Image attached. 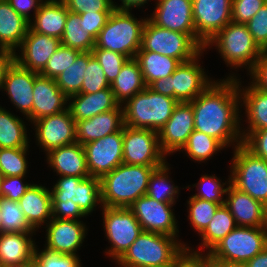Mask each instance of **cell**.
Listing matches in <instances>:
<instances>
[{
    "instance_id": "20",
    "label": "cell",
    "mask_w": 267,
    "mask_h": 267,
    "mask_svg": "<svg viewBox=\"0 0 267 267\" xmlns=\"http://www.w3.org/2000/svg\"><path fill=\"white\" fill-rule=\"evenodd\" d=\"M60 45L59 38L40 34L29 28L18 52L14 53V60L21 67L40 74Z\"/></svg>"
},
{
    "instance_id": "58",
    "label": "cell",
    "mask_w": 267,
    "mask_h": 267,
    "mask_svg": "<svg viewBox=\"0 0 267 267\" xmlns=\"http://www.w3.org/2000/svg\"><path fill=\"white\" fill-rule=\"evenodd\" d=\"M11 7L27 21H31L39 10L40 5L44 0H6ZM34 10V11H32ZM33 12L30 14V12ZM32 16V17H31Z\"/></svg>"
},
{
    "instance_id": "11",
    "label": "cell",
    "mask_w": 267,
    "mask_h": 267,
    "mask_svg": "<svg viewBox=\"0 0 267 267\" xmlns=\"http://www.w3.org/2000/svg\"><path fill=\"white\" fill-rule=\"evenodd\" d=\"M166 159L159 145L158 132L123 126V163L163 166Z\"/></svg>"
},
{
    "instance_id": "3",
    "label": "cell",
    "mask_w": 267,
    "mask_h": 267,
    "mask_svg": "<svg viewBox=\"0 0 267 267\" xmlns=\"http://www.w3.org/2000/svg\"><path fill=\"white\" fill-rule=\"evenodd\" d=\"M159 167L122 163L103 175L100 178L103 206L129 208L139 197L146 195L149 178Z\"/></svg>"
},
{
    "instance_id": "34",
    "label": "cell",
    "mask_w": 267,
    "mask_h": 267,
    "mask_svg": "<svg viewBox=\"0 0 267 267\" xmlns=\"http://www.w3.org/2000/svg\"><path fill=\"white\" fill-rule=\"evenodd\" d=\"M135 59L147 86L158 79L169 77L180 65L177 59L152 51H138Z\"/></svg>"
},
{
    "instance_id": "46",
    "label": "cell",
    "mask_w": 267,
    "mask_h": 267,
    "mask_svg": "<svg viewBox=\"0 0 267 267\" xmlns=\"http://www.w3.org/2000/svg\"><path fill=\"white\" fill-rule=\"evenodd\" d=\"M91 53L100 63L109 84L116 79L120 73L122 65L128 59L120 53L101 48H93Z\"/></svg>"
},
{
    "instance_id": "49",
    "label": "cell",
    "mask_w": 267,
    "mask_h": 267,
    "mask_svg": "<svg viewBox=\"0 0 267 267\" xmlns=\"http://www.w3.org/2000/svg\"><path fill=\"white\" fill-rule=\"evenodd\" d=\"M254 41L262 49H267V2L246 23Z\"/></svg>"
},
{
    "instance_id": "47",
    "label": "cell",
    "mask_w": 267,
    "mask_h": 267,
    "mask_svg": "<svg viewBox=\"0 0 267 267\" xmlns=\"http://www.w3.org/2000/svg\"><path fill=\"white\" fill-rule=\"evenodd\" d=\"M83 78L81 93H95L105 88H110L105 73L94 56L88 60Z\"/></svg>"
},
{
    "instance_id": "48",
    "label": "cell",
    "mask_w": 267,
    "mask_h": 267,
    "mask_svg": "<svg viewBox=\"0 0 267 267\" xmlns=\"http://www.w3.org/2000/svg\"><path fill=\"white\" fill-rule=\"evenodd\" d=\"M38 246L35 250L34 258L42 267H81V258L76 255L61 254L56 251L43 248L39 250Z\"/></svg>"
},
{
    "instance_id": "31",
    "label": "cell",
    "mask_w": 267,
    "mask_h": 267,
    "mask_svg": "<svg viewBox=\"0 0 267 267\" xmlns=\"http://www.w3.org/2000/svg\"><path fill=\"white\" fill-rule=\"evenodd\" d=\"M30 28L29 21L6 1H0V49L16 52Z\"/></svg>"
},
{
    "instance_id": "36",
    "label": "cell",
    "mask_w": 267,
    "mask_h": 267,
    "mask_svg": "<svg viewBox=\"0 0 267 267\" xmlns=\"http://www.w3.org/2000/svg\"><path fill=\"white\" fill-rule=\"evenodd\" d=\"M170 164L156 168L149 178L146 194L158 202L175 204L179 197L180 189L170 178Z\"/></svg>"
},
{
    "instance_id": "15",
    "label": "cell",
    "mask_w": 267,
    "mask_h": 267,
    "mask_svg": "<svg viewBox=\"0 0 267 267\" xmlns=\"http://www.w3.org/2000/svg\"><path fill=\"white\" fill-rule=\"evenodd\" d=\"M36 143L43 152L76 142V122L69 109L31 122Z\"/></svg>"
},
{
    "instance_id": "44",
    "label": "cell",
    "mask_w": 267,
    "mask_h": 267,
    "mask_svg": "<svg viewBox=\"0 0 267 267\" xmlns=\"http://www.w3.org/2000/svg\"><path fill=\"white\" fill-rule=\"evenodd\" d=\"M227 181H223L218 178L215 174H204L201 175L198 183L193 184L196 187L197 192L192 197H197L203 200L212 201L218 204H225V194L227 186L230 184V176L228 175ZM226 185V187H225Z\"/></svg>"
},
{
    "instance_id": "23",
    "label": "cell",
    "mask_w": 267,
    "mask_h": 267,
    "mask_svg": "<svg viewBox=\"0 0 267 267\" xmlns=\"http://www.w3.org/2000/svg\"><path fill=\"white\" fill-rule=\"evenodd\" d=\"M32 122L68 109V97L55 79L38 74L33 87Z\"/></svg>"
},
{
    "instance_id": "39",
    "label": "cell",
    "mask_w": 267,
    "mask_h": 267,
    "mask_svg": "<svg viewBox=\"0 0 267 267\" xmlns=\"http://www.w3.org/2000/svg\"><path fill=\"white\" fill-rule=\"evenodd\" d=\"M92 56L91 52H81L73 64L55 78L57 86L67 97L81 93L83 75Z\"/></svg>"
},
{
    "instance_id": "50",
    "label": "cell",
    "mask_w": 267,
    "mask_h": 267,
    "mask_svg": "<svg viewBox=\"0 0 267 267\" xmlns=\"http://www.w3.org/2000/svg\"><path fill=\"white\" fill-rule=\"evenodd\" d=\"M267 0H232V22L246 24Z\"/></svg>"
},
{
    "instance_id": "24",
    "label": "cell",
    "mask_w": 267,
    "mask_h": 267,
    "mask_svg": "<svg viewBox=\"0 0 267 267\" xmlns=\"http://www.w3.org/2000/svg\"><path fill=\"white\" fill-rule=\"evenodd\" d=\"M45 158L56 176L90 177L84 147L78 142L54 148L46 153Z\"/></svg>"
},
{
    "instance_id": "66",
    "label": "cell",
    "mask_w": 267,
    "mask_h": 267,
    "mask_svg": "<svg viewBox=\"0 0 267 267\" xmlns=\"http://www.w3.org/2000/svg\"><path fill=\"white\" fill-rule=\"evenodd\" d=\"M4 267H27V262L21 263V264H14V265H8Z\"/></svg>"
},
{
    "instance_id": "18",
    "label": "cell",
    "mask_w": 267,
    "mask_h": 267,
    "mask_svg": "<svg viewBox=\"0 0 267 267\" xmlns=\"http://www.w3.org/2000/svg\"><path fill=\"white\" fill-rule=\"evenodd\" d=\"M45 248L78 256L77 250L81 249L84 239L87 236L88 228L81 220L55 219L52 218L46 226Z\"/></svg>"
},
{
    "instance_id": "9",
    "label": "cell",
    "mask_w": 267,
    "mask_h": 267,
    "mask_svg": "<svg viewBox=\"0 0 267 267\" xmlns=\"http://www.w3.org/2000/svg\"><path fill=\"white\" fill-rule=\"evenodd\" d=\"M267 247V227L236 226L210 251L214 257L243 266Z\"/></svg>"
},
{
    "instance_id": "56",
    "label": "cell",
    "mask_w": 267,
    "mask_h": 267,
    "mask_svg": "<svg viewBox=\"0 0 267 267\" xmlns=\"http://www.w3.org/2000/svg\"><path fill=\"white\" fill-rule=\"evenodd\" d=\"M111 13L112 12L79 13V23L85 28L86 32H89L96 39L101 29L106 25Z\"/></svg>"
},
{
    "instance_id": "22",
    "label": "cell",
    "mask_w": 267,
    "mask_h": 267,
    "mask_svg": "<svg viewBox=\"0 0 267 267\" xmlns=\"http://www.w3.org/2000/svg\"><path fill=\"white\" fill-rule=\"evenodd\" d=\"M225 206L237 226L267 227V207L231 183L227 186Z\"/></svg>"
},
{
    "instance_id": "25",
    "label": "cell",
    "mask_w": 267,
    "mask_h": 267,
    "mask_svg": "<svg viewBox=\"0 0 267 267\" xmlns=\"http://www.w3.org/2000/svg\"><path fill=\"white\" fill-rule=\"evenodd\" d=\"M124 126L123 107L76 121V142L81 145L120 131Z\"/></svg>"
},
{
    "instance_id": "65",
    "label": "cell",
    "mask_w": 267,
    "mask_h": 267,
    "mask_svg": "<svg viewBox=\"0 0 267 267\" xmlns=\"http://www.w3.org/2000/svg\"><path fill=\"white\" fill-rule=\"evenodd\" d=\"M27 267H42L40 263L34 258L27 262Z\"/></svg>"
},
{
    "instance_id": "55",
    "label": "cell",
    "mask_w": 267,
    "mask_h": 267,
    "mask_svg": "<svg viewBox=\"0 0 267 267\" xmlns=\"http://www.w3.org/2000/svg\"><path fill=\"white\" fill-rule=\"evenodd\" d=\"M86 214L72 200H52V218L81 220Z\"/></svg>"
},
{
    "instance_id": "2",
    "label": "cell",
    "mask_w": 267,
    "mask_h": 267,
    "mask_svg": "<svg viewBox=\"0 0 267 267\" xmlns=\"http://www.w3.org/2000/svg\"><path fill=\"white\" fill-rule=\"evenodd\" d=\"M187 246L189 244L179 238L142 231L116 264L119 267H173L186 253Z\"/></svg>"
},
{
    "instance_id": "10",
    "label": "cell",
    "mask_w": 267,
    "mask_h": 267,
    "mask_svg": "<svg viewBox=\"0 0 267 267\" xmlns=\"http://www.w3.org/2000/svg\"><path fill=\"white\" fill-rule=\"evenodd\" d=\"M103 228L105 238L110 247L106 251L107 256L116 262L132 245L143 231L140 223L129 208H102Z\"/></svg>"
},
{
    "instance_id": "4",
    "label": "cell",
    "mask_w": 267,
    "mask_h": 267,
    "mask_svg": "<svg viewBox=\"0 0 267 267\" xmlns=\"http://www.w3.org/2000/svg\"><path fill=\"white\" fill-rule=\"evenodd\" d=\"M212 46V47H211ZM230 69L247 68V74L253 69L262 49L257 45L246 24L230 22L204 46V50L213 49Z\"/></svg>"
},
{
    "instance_id": "12",
    "label": "cell",
    "mask_w": 267,
    "mask_h": 267,
    "mask_svg": "<svg viewBox=\"0 0 267 267\" xmlns=\"http://www.w3.org/2000/svg\"><path fill=\"white\" fill-rule=\"evenodd\" d=\"M174 205L166 202H158L146 194L139 197L129 209L135 215L143 231L178 238L179 228L177 224L178 220L173 212Z\"/></svg>"
},
{
    "instance_id": "51",
    "label": "cell",
    "mask_w": 267,
    "mask_h": 267,
    "mask_svg": "<svg viewBox=\"0 0 267 267\" xmlns=\"http://www.w3.org/2000/svg\"><path fill=\"white\" fill-rule=\"evenodd\" d=\"M26 176H4L0 181V197L18 201L33 183L25 181Z\"/></svg>"
},
{
    "instance_id": "7",
    "label": "cell",
    "mask_w": 267,
    "mask_h": 267,
    "mask_svg": "<svg viewBox=\"0 0 267 267\" xmlns=\"http://www.w3.org/2000/svg\"><path fill=\"white\" fill-rule=\"evenodd\" d=\"M203 50L204 46L197 40L196 34L165 29L147 19L138 51L156 52L184 63L194 59Z\"/></svg>"
},
{
    "instance_id": "26",
    "label": "cell",
    "mask_w": 267,
    "mask_h": 267,
    "mask_svg": "<svg viewBox=\"0 0 267 267\" xmlns=\"http://www.w3.org/2000/svg\"><path fill=\"white\" fill-rule=\"evenodd\" d=\"M233 73V74H232ZM228 77H237L240 93V106L245 107L247 127H241V131H257L267 129V92L255 87L251 82L248 86H242V80L237 73L232 72ZM239 78V79H238ZM243 128V129H242Z\"/></svg>"
},
{
    "instance_id": "13",
    "label": "cell",
    "mask_w": 267,
    "mask_h": 267,
    "mask_svg": "<svg viewBox=\"0 0 267 267\" xmlns=\"http://www.w3.org/2000/svg\"><path fill=\"white\" fill-rule=\"evenodd\" d=\"M232 0H192L197 40L205 44L232 21Z\"/></svg>"
},
{
    "instance_id": "1",
    "label": "cell",
    "mask_w": 267,
    "mask_h": 267,
    "mask_svg": "<svg viewBox=\"0 0 267 267\" xmlns=\"http://www.w3.org/2000/svg\"><path fill=\"white\" fill-rule=\"evenodd\" d=\"M189 103L193 107L195 130L214 137L226 148L243 144L237 77L213 81Z\"/></svg>"
},
{
    "instance_id": "32",
    "label": "cell",
    "mask_w": 267,
    "mask_h": 267,
    "mask_svg": "<svg viewBox=\"0 0 267 267\" xmlns=\"http://www.w3.org/2000/svg\"><path fill=\"white\" fill-rule=\"evenodd\" d=\"M110 87L114 93L115 100L120 105L147 87L140 66L135 58L126 60L121 67L120 73L110 84Z\"/></svg>"
},
{
    "instance_id": "6",
    "label": "cell",
    "mask_w": 267,
    "mask_h": 267,
    "mask_svg": "<svg viewBox=\"0 0 267 267\" xmlns=\"http://www.w3.org/2000/svg\"><path fill=\"white\" fill-rule=\"evenodd\" d=\"M178 103L176 99L159 94L147 86L122 104L124 125L159 132Z\"/></svg>"
},
{
    "instance_id": "61",
    "label": "cell",
    "mask_w": 267,
    "mask_h": 267,
    "mask_svg": "<svg viewBox=\"0 0 267 267\" xmlns=\"http://www.w3.org/2000/svg\"><path fill=\"white\" fill-rule=\"evenodd\" d=\"M148 87L159 94L174 98V90H170L169 77L158 79Z\"/></svg>"
},
{
    "instance_id": "8",
    "label": "cell",
    "mask_w": 267,
    "mask_h": 267,
    "mask_svg": "<svg viewBox=\"0 0 267 267\" xmlns=\"http://www.w3.org/2000/svg\"><path fill=\"white\" fill-rule=\"evenodd\" d=\"M230 183L267 207V161L243 144L233 149Z\"/></svg>"
},
{
    "instance_id": "53",
    "label": "cell",
    "mask_w": 267,
    "mask_h": 267,
    "mask_svg": "<svg viewBox=\"0 0 267 267\" xmlns=\"http://www.w3.org/2000/svg\"><path fill=\"white\" fill-rule=\"evenodd\" d=\"M84 178L59 176V179L50 189L52 200H72L75 203L76 187Z\"/></svg>"
},
{
    "instance_id": "16",
    "label": "cell",
    "mask_w": 267,
    "mask_h": 267,
    "mask_svg": "<svg viewBox=\"0 0 267 267\" xmlns=\"http://www.w3.org/2000/svg\"><path fill=\"white\" fill-rule=\"evenodd\" d=\"M204 52L190 61L180 63L169 76L170 90H174V99L178 102H191L215 81L210 75L208 77L205 67L199 63Z\"/></svg>"
},
{
    "instance_id": "67",
    "label": "cell",
    "mask_w": 267,
    "mask_h": 267,
    "mask_svg": "<svg viewBox=\"0 0 267 267\" xmlns=\"http://www.w3.org/2000/svg\"><path fill=\"white\" fill-rule=\"evenodd\" d=\"M3 232V226H2V216L0 212V234Z\"/></svg>"
},
{
    "instance_id": "60",
    "label": "cell",
    "mask_w": 267,
    "mask_h": 267,
    "mask_svg": "<svg viewBox=\"0 0 267 267\" xmlns=\"http://www.w3.org/2000/svg\"><path fill=\"white\" fill-rule=\"evenodd\" d=\"M13 61L14 52L6 49H0V90L3 88L5 72Z\"/></svg>"
},
{
    "instance_id": "17",
    "label": "cell",
    "mask_w": 267,
    "mask_h": 267,
    "mask_svg": "<svg viewBox=\"0 0 267 267\" xmlns=\"http://www.w3.org/2000/svg\"><path fill=\"white\" fill-rule=\"evenodd\" d=\"M194 112L189 102H179L170 119L158 132L159 145L166 156L180 151L194 129Z\"/></svg>"
},
{
    "instance_id": "30",
    "label": "cell",
    "mask_w": 267,
    "mask_h": 267,
    "mask_svg": "<svg viewBox=\"0 0 267 267\" xmlns=\"http://www.w3.org/2000/svg\"><path fill=\"white\" fill-rule=\"evenodd\" d=\"M67 9L63 0H44L29 22L34 32L61 39L66 24Z\"/></svg>"
},
{
    "instance_id": "19",
    "label": "cell",
    "mask_w": 267,
    "mask_h": 267,
    "mask_svg": "<svg viewBox=\"0 0 267 267\" xmlns=\"http://www.w3.org/2000/svg\"><path fill=\"white\" fill-rule=\"evenodd\" d=\"M38 73L21 67L15 60L7 68L3 81V90L10 102L25 119L32 122L33 87Z\"/></svg>"
},
{
    "instance_id": "45",
    "label": "cell",
    "mask_w": 267,
    "mask_h": 267,
    "mask_svg": "<svg viewBox=\"0 0 267 267\" xmlns=\"http://www.w3.org/2000/svg\"><path fill=\"white\" fill-rule=\"evenodd\" d=\"M81 52L71 47L60 45L49 58L46 67L40 73L41 76L55 79L66 68L71 66Z\"/></svg>"
},
{
    "instance_id": "29",
    "label": "cell",
    "mask_w": 267,
    "mask_h": 267,
    "mask_svg": "<svg viewBox=\"0 0 267 267\" xmlns=\"http://www.w3.org/2000/svg\"><path fill=\"white\" fill-rule=\"evenodd\" d=\"M36 232H2L0 234V267L21 264L34 259Z\"/></svg>"
},
{
    "instance_id": "38",
    "label": "cell",
    "mask_w": 267,
    "mask_h": 267,
    "mask_svg": "<svg viewBox=\"0 0 267 267\" xmlns=\"http://www.w3.org/2000/svg\"><path fill=\"white\" fill-rule=\"evenodd\" d=\"M79 22L80 14L69 11L63 36L60 39L61 44L80 52H91L95 47V38L89 32H86Z\"/></svg>"
},
{
    "instance_id": "33",
    "label": "cell",
    "mask_w": 267,
    "mask_h": 267,
    "mask_svg": "<svg viewBox=\"0 0 267 267\" xmlns=\"http://www.w3.org/2000/svg\"><path fill=\"white\" fill-rule=\"evenodd\" d=\"M236 223L234 217L231 215L229 209L224 205H221L214 216L212 217L210 223L205 228V230L199 235L201 236V243L198 244L199 249L187 246V252L189 253H201L209 252L219 241H221L228 233H230L235 227ZM203 247V248H202ZM199 250V251H198ZM208 250V251H207Z\"/></svg>"
},
{
    "instance_id": "27",
    "label": "cell",
    "mask_w": 267,
    "mask_h": 267,
    "mask_svg": "<svg viewBox=\"0 0 267 267\" xmlns=\"http://www.w3.org/2000/svg\"><path fill=\"white\" fill-rule=\"evenodd\" d=\"M29 225L37 231L52 219V199L50 188L33 183L18 200Z\"/></svg>"
},
{
    "instance_id": "37",
    "label": "cell",
    "mask_w": 267,
    "mask_h": 267,
    "mask_svg": "<svg viewBox=\"0 0 267 267\" xmlns=\"http://www.w3.org/2000/svg\"><path fill=\"white\" fill-rule=\"evenodd\" d=\"M225 148L226 147L214 137L194 130L179 152L182 151L183 153L184 151V154H186L187 157L189 156L188 158H191L192 161L205 163L206 160L208 161L214 154L216 155Z\"/></svg>"
},
{
    "instance_id": "28",
    "label": "cell",
    "mask_w": 267,
    "mask_h": 267,
    "mask_svg": "<svg viewBox=\"0 0 267 267\" xmlns=\"http://www.w3.org/2000/svg\"><path fill=\"white\" fill-rule=\"evenodd\" d=\"M119 105L111 87L95 93H78L68 97V109L75 122L114 110Z\"/></svg>"
},
{
    "instance_id": "14",
    "label": "cell",
    "mask_w": 267,
    "mask_h": 267,
    "mask_svg": "<svg viewBox=\"0 0 267 267\" xmlns=\"http://www.w3.org/2000/svg\"><path fill=\"white\" fill-rule=\"evenodd\" d=\"M83 147L90 176L101 178L123 163V128Z\"/></svg>"
},
{
    "instance_id": "43",
    "label": "cell",
    "mask_w": 267,
    "mask_h": 267,
    "mask_svg": "<svg viewBox=\"0 0 267 267\" xmlns=\"http://www.w3.org/2000/svg\"><path fill=\"white\" fill-rule=\"evenodd\" d=\"M29 148H0V172L4 176H26Z\"/></svg>"
},
{
    "instance_id": "52",
    "label": "cell",
    "mask_w": 267,
    "mask_h": 267,
    "mask_svg": "<svg viewBox=\"0 0 267 267\" xmlns=\"http://www.w3.org/2000/svg\"><path fill=\"white\" fill-rule=\"evenodd\" d=\"M67 9L74 13L113 12V0H63Z\"/></svg>"
},
{
    "instance_id": "54",
    "label": "cell",
    "mask_w": 267,
    "mask_h": 267,
    "mask_svg": "<svg viewBox=\"0 0 267 267\" xmlns=\"http://www.w3.org/2000/svg\"><path fill=\"white\" fill-rule=\"evenodd\" d=\"M243 145L255 156L267 161V129L257 131H241Z\"/></svg>"
},
{
    "instance_id": "41",
    "label": "cell",
    "mask_w": 267,
    "mask_h": 267,
    "mask_svg": "<svg viewBox=\"0 0 267 267\" xmlns=\"http://www.w3.org/2000/svg\"><path fill=\"white\" fill-rule=\"evenodd\" d=\"M187 201L189 223L199 235L208 226L217 209L224 205L192 196Z\"/></svg>"
},
{
    "instance_id": "35",
    "label": "cell",
    "mask_w": 267,
    "mask_h": 267,
    "mask_svg": "<svg viewBox=\"0 0 267 267\" xmlns=\"http://www.w3.org/2000/svg\"><path fill=\"white\" fill-rule=\"evenodd\" d=\"M22 118L0 106V148H30V136Z\"/></svg>"
},
{
    "instance_id": "63",
    "label": "cell",
    "mask_w": 267,
    "mask_h": 267,
    "mask_svg": "<svg viewBox=\"0 0 267 267\" xmlns=\"http://www.w3.org/2000/svg\"><path fill=\"white\" fill-rule=\"evenodd\" d=\"M242 267H267V247L247 261Z\"/></svg>"
},
{
    "instance_id": "40",
    "label": "cell",
    "mask_w": 267,
    "mask_h": 267,
    "mask_svg": "<svg viewBox=\"0 0 267 267\" xmlns=\"http://www.w3.org/2000/svg\"><path fill=\"white\" fill-rule=\"evenodd\" d=\"M75 203L87 216L91 215L97 206L102 209L100 178H84L76 187Z\"/></svg>"
},
{
    "instance_id": "62",
    "label": "cell",
    "mask_w": 267,
    "mask_h": 267,
    "mask_svg": "<svg viewBox=\"0 0 267 267\" xmlns=\"http://www.w3.org/2000/svg\"><path fill=\"white\" fill-rule=\"evenodd\" d=\"M173 267H203V265L192 253L186 251Z\"/></svg>"
},
{
    "instance_id": "21",
    "label": "cell",
    "mask_w": 267,
    "mask_h": 267,
    "mask_svg": "<svg viewBox=\"0 0 267 267\" xmlns=\"http://www.w3.org/2000/svg\"><path fill=\"white\" fill-rule=\"evenodd\" d=\"M148 19L159 27L185 34H196L192 0H155Z\"/></svg>"
},
{
    "instance_id": "57",
    "label": "cell",
    "mask_w": 267,
    "mask_h": 267,
    "mask_svg": "<svg viewBox=\"0 0 267 267\" xmlns=\"http://www.w3.org/2000/svg\"><path fill=\"white\" fill-rule=\"evenodd\" d=\"M249 73L250 82L260 90L267 92V49L262 51L258 61Z\"/></svg>"
},
{
    "instance_id": "42",
    "label": "cell",
    "mask_w": 267,
    "mask_h": 267,
    "mask_svg": "<svg viewBox=\"0 0 267 267\" xmlns=\"http://www.w3.org/2000/svg\"><path fill=\"white\" fill-rule=\"evenodd\" d=\"M3 232H36L27 222L18 201L0 197Z\"/></svg>"
},
{
    "instance_id": "59",
    "label": "cell",
    "mask_w": 267,
    "mask_h": 267,
    "mask_svg": "<svg viewBox=\"0 0 267 267\" xmlns=\"http://www.w3.org/2000/svg\"><path fill=\"white\" fill-rule=\"evenodd\" d=\"M203 265V267H242L240 265L224 261L214 257L212 254L207 252L192 253Z\"/></svg>"
},
{
    "instance_id": "64",
    "label": "cell",
    "mask_w": 267,
    "mask_h": 267,
    "mask_svg": "<svg viewBox=\"0 0 267 267\" xmlns=\"http://www.w3.org/2000/svg\"><path fill=\"white\" fill-rule=\"evenodd\" d=\"M121 3L118 5L117 2L114 3L115 9H123V10H132V8H142L146 3L151 0H120Z\"/></svg>"
},
{
    "instance_id": "5",
    "label": "cell",
    "mask_w": 267,
    "mask_h": 267,
    "mask_svg": "<svg viewBox=\"0 0 267 267\" xmlns=\"http://www.w3.org/2000/svg\"><path fill=\"white\" fill-rule=\"evenodd\" d=\"M131 10L115 9L95 39V47L135 58L141 48L142 32L148 17L135 18Z\"/></svg>"
}]
</instances>
